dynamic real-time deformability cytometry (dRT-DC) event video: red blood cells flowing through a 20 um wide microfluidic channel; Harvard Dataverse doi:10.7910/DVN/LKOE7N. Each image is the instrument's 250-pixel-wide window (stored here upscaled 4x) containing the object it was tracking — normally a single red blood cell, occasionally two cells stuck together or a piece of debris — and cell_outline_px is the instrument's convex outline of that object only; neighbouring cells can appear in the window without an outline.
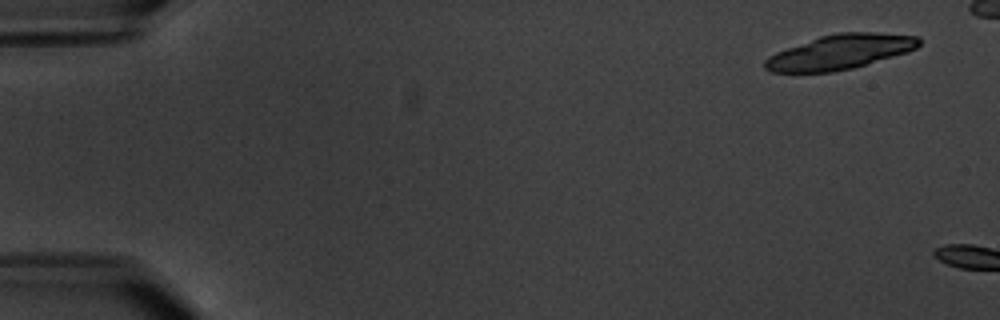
{"species": "common noctule bat (a hibernating species)", "species_latin": "Nyctalus noctula", "temperature_condition": "warm", "stored_images_in_passage": 2, "camera_frame_rate_fps": 3000, "um_per_image_px": 0.085, "animal": {"sex": "male", "body_mass_g": 20.1, "forearm_length_mm": 53.5}, "frame": {"image": 1, "passage_image": 1, "time_ms": 0.0, "image_size_px": [1000, 320], "cell_outline_px": [[920, 44], [916, 48], [892, 56], [852, 68], [832, 72], [772, 72], [764, 68], [764, 60], [768, 56], [776, 52], [820, 36], [836, 32], [876, 32], [920, 36]], "centroid_in_image_um": [71.38, 4.4], "position_along_channel_um": 13.6, "area_um2": 30.87}}